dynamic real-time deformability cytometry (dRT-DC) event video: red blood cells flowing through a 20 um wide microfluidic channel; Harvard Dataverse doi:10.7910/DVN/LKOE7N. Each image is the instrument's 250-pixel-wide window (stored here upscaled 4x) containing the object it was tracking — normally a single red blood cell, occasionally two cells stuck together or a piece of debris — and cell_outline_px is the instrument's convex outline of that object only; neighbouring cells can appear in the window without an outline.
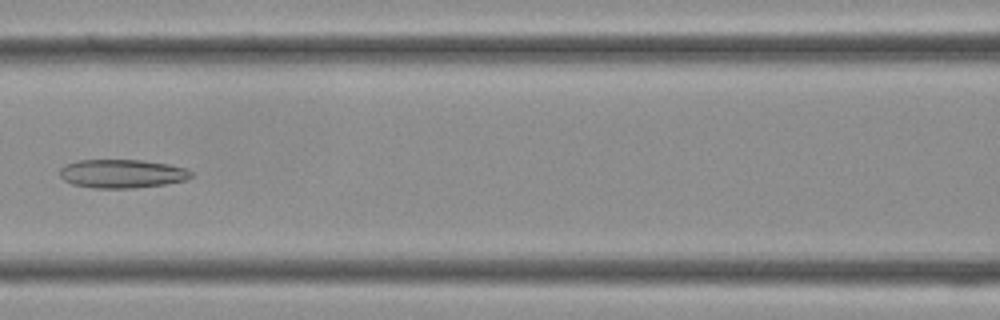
{"species": "Egyptian fruit bat (a non-hibernating species)", "species_latin": "Rousettus aegyptiacus", "temperature_condition": "cold", "stored_images_in_passage": 36, "camera_frame_rate_fps": 3000, "um_per_image_px": 0.085, "frame": {"image": 1, "passage_image": 16, "time_ms": 5.0, "image_size_px": [1000, 320], "cell_outline_px": [[192, 176], [184, 180], [164, 184], [132, 188], [92, 188], [72, 184], [64, 180], [60, 176], [60, 168], [64, 164], [76, 160], [140, 160], [168, 164], [184, 168], [192, 172]], "centroid_in_image_um": [10.31, 14.76], "position_along_channel_um": 156.3, "area_um2": 21.85}}
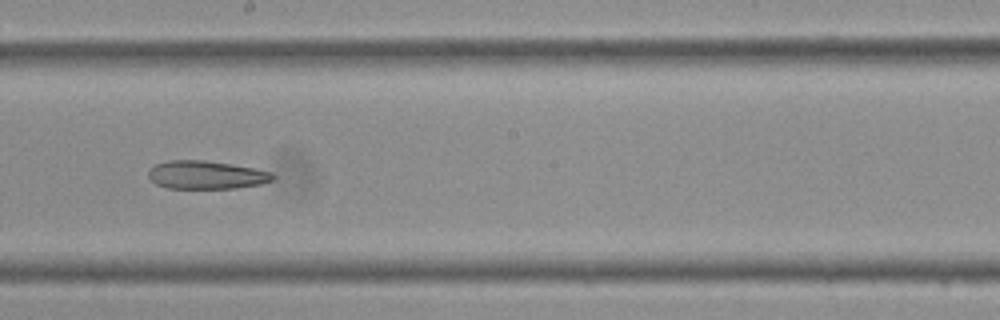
{"frame": {"image": 2, "passage_image": 20, "time_ms": 6.333, "image_size_px": [1000, 320], "cell_outline_px": [[276, 176], [272, 180], [260, 184], [236, 188], [168, 188], [156, 184], [148, 176], [148, 168], [156, 164], [168, 160], [204, 160], [232, 164], [256, 168], [272, 172]], "centroid_in_image_um": [17.53, 14.86], "position_along_channel_um": 230.7, "area_um2": 20.58}}
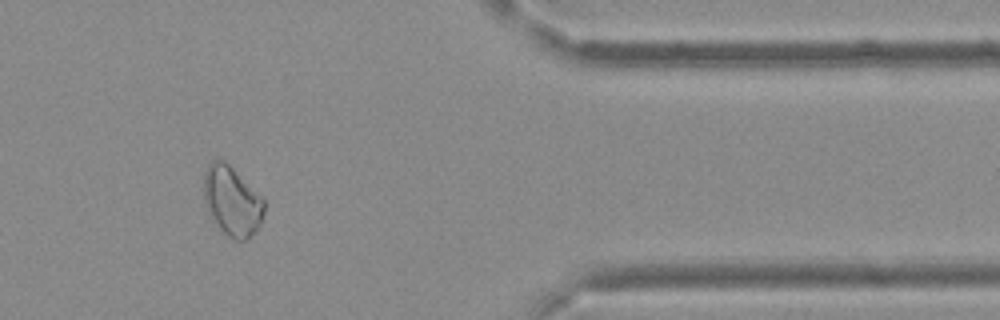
{"frame": {"image": 3, "passage_image": 30, "time_ms": 9.667, "image_size_px": [1000, 320], "cell_outline_px": [[264, 212], [260, 224], [248, 240], [236, 240], [220, 232], [212, 220], [204, 204], [204, 172], [208, 164], [212, 160], [224, 160], [264, 200]], "centroid_in_image_um": [19.68, 17.13], "position_along_channel_um": 391.7, "area_um2": 24.39}}